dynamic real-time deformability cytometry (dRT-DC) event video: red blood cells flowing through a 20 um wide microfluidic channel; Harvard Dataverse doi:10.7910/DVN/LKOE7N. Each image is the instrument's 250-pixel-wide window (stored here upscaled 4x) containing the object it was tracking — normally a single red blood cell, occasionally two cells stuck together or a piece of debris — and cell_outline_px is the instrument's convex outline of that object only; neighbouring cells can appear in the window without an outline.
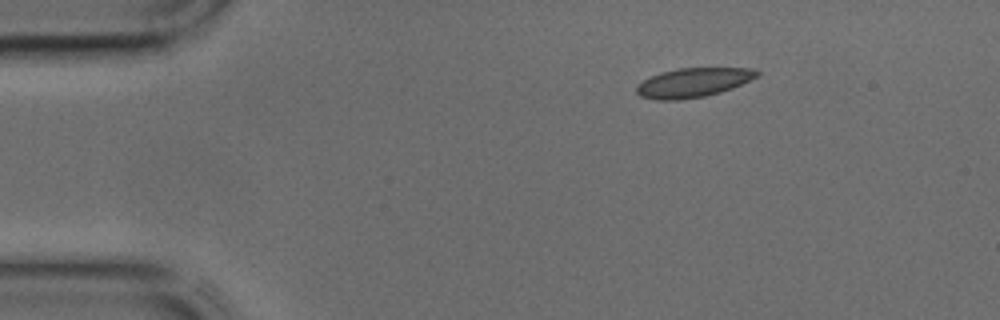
{"species": "common noctule bat (a hibernating species)", "species_latin": "Nyctalus noctula", "temperature_condition": "cold", "stored_images_in_passage": 38, "camera_frame_rate_fps": 3000, "um_per_image_px": 0.085, "animal": {"sex": "male", "body_mass_g": 17.9, "forearm_length_mm": 54.2}, "frame": {"image": 1, "passage_image": 1, "time_ms": 0.0, "image_size_px": [1000, 320], "cell_outline_px": [[760, 76], [732, 88], [720, 92], [704, 96], [680, 100], [656, 100], [640, 96], [636, 92], [636, 84], [660, 72], [680, 68], [756, 68], [760, 72]], "centroid_in_image_um": [58.94, 7.02], "position_along_channel_um": 26.1, "area_um2": 20.63}}
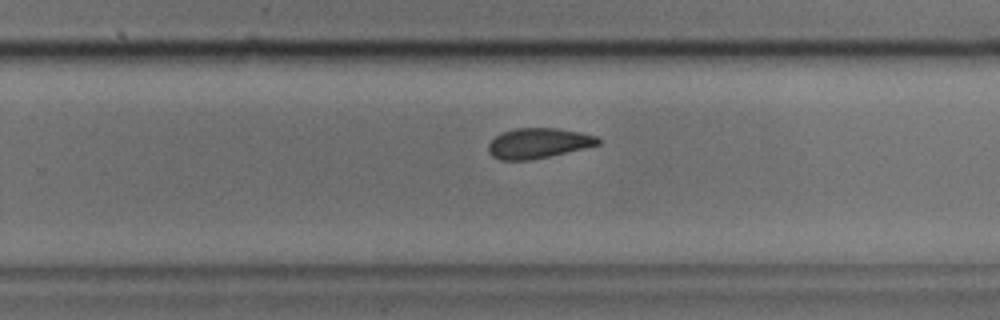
{"frame": {"image": 2, "passage_image": 22, "time_ms": 7.0, "image_size_px": [1000, 320], "cell_outline_px": [[600, 144], [584, 148], [532, 160], [500, 160], [492, 156], [488, 152], [488, 144], [496, 136], [504, 132], [516, 128], [556, 128], [580, 132], [596, 136], [600, 140]], "centroid_in_image_um": [45.74, 12.18], "position_along_channel_um": 284.1, "area_um2": 19.19}}
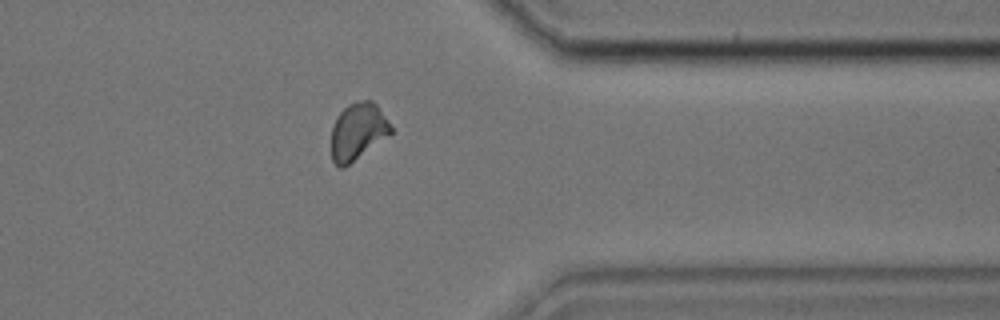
{"frame": {"image": 3, "passage_image": 29, "time_ms": 9.333, "image_size_px": [1000, 320], "cell_outline_px": [[392, 132], [344, 168], [340, 168], [332, 160], [332, 124], [336, 116], [348, 104], [356, 100], [372, 100], [376, 104], [388, 120], [392, 128]], "centroid_in_image_um": [30.39, 11.14], "position_along_channel_um": 381.0, "area_um2": 19.65}}